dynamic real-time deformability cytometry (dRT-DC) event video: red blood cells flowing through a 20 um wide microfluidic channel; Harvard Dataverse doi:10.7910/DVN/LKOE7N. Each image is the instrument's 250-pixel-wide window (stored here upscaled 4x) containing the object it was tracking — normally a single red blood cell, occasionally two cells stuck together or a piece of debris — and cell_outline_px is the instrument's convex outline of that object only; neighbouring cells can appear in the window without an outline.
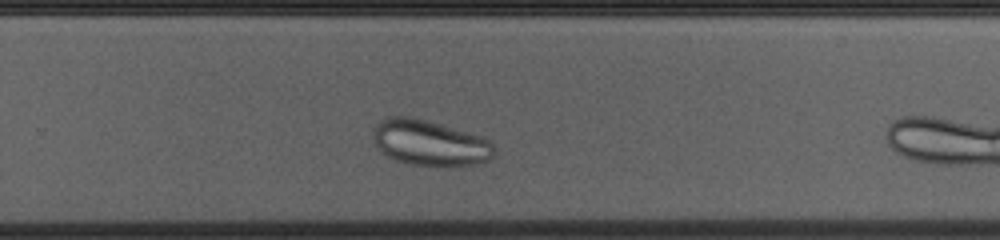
{"species": "common noctule bat (a hibernating species)", "species_latin": "Nyctalus noctula", "temperature_condition": "cold", "stored_images_in_passage": 31, "camera_frame_rate_fps": 3000, "um_per_image_px": 0.085, "animal": {"sex": "female", "body_mass_g": 23.0, "forearm_length_mm": 53.4}, "frame": {"image": 1, "passage_image": 22, "time_ms": 7.0, "image_size_px": [1000, 240], "cell_outline_px": [[492, 156], [488, 160], [476, 164], [444, 168], [408, 164], [396, 160], [388, 156], [372, 140], [372, 132], [376, 124], [380, 120], [388, 116], [412, 116], [440, 124], [480, 136], [488, 140], [492, 144]], "centroid_in_image_um": [36.49, 12.16], "position_along_channel_um": 293.3, "area_um2": 32.37}}